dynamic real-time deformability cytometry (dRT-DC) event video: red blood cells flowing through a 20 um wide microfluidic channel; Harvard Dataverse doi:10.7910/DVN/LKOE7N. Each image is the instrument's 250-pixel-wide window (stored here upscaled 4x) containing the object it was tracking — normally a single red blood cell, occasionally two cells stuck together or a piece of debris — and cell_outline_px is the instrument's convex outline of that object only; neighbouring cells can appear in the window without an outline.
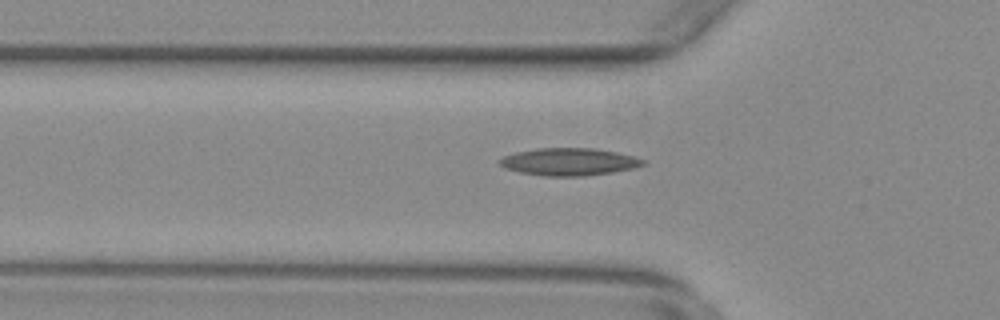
{"species": "common noctule bat (a hibernating species)", "species_latin": "Nyctalus noctula", "temperature_condition": "warm", "stored_images_in_passage": 51, "camera_frame_rate_fps": 3000, "um_per_image_px": 0.085, "animal": {"sex": "female", "body_mass_g": 29.2, "forearm_length_mm": 56.3}, "frame": {"image": 1, "passage_image": 17, "time_ms": 5.333, "image_size_px": [1000, 320], "cell_outline_px": [[648, 164], [636, 168], [612, 172], [584, 176], [544, 176], [520, 172], [504, 168], [496, 160], [504, 156], [516, 152], [536, 148], [596, 148], [616, 152], [648, 160]], "centroid_in_image_um": [48.4, 13.75], "position_along_channel_um": 77.4, "area_um2": 23.18}}
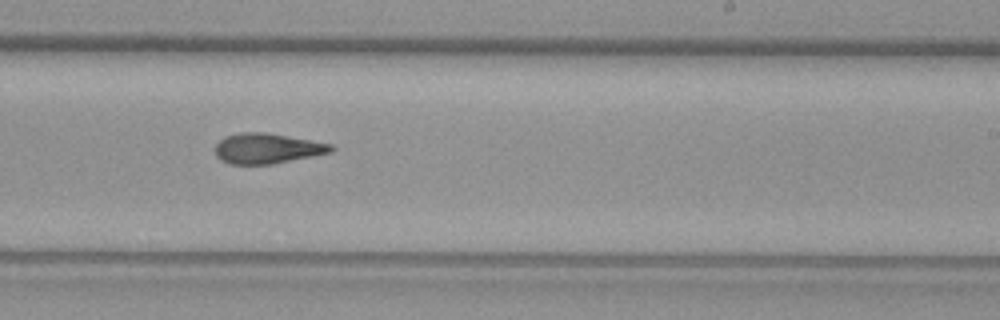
{"frame": {"image": 2, "passage_image": 32, "time_ms": 10.333, "image_size_px": [1000, 320], "cell_outline_px": [[336, 148], [332, 152], [272, 164], [232, 164], [220, 160], [216, 156], [216, 144], [224, 136], [240, 132], [268, 132], [332, 144]], "centroid_in_image_um": [22.71, 12.61], "position_along_channel_um": 266.3, "area_um2": 20.52}}
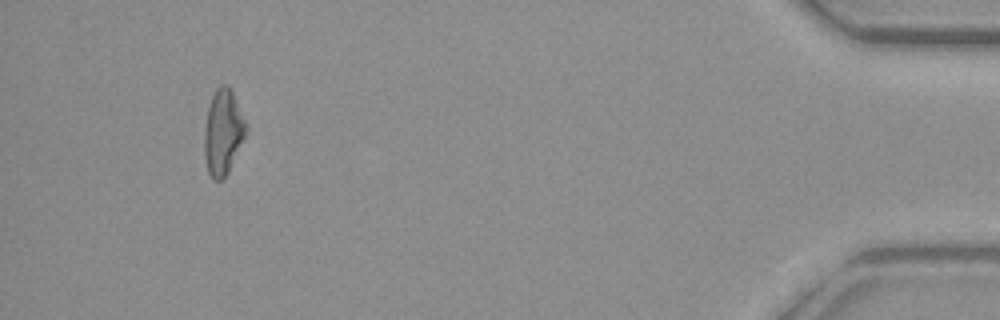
{"frame": {"image": 3, "passage_image": 50, "time_ms": 16.333, "image_size_px": [1000, 320], "cell_outline_px": [[248, 128], [228, 172], [224, 180], [212, 180], [208, 172], [204, 156], [204, 132], [208, 108], [212, 96], [216, 88], [220, 84], [228, 84], [248, 124]], "centroid_in_image_um": [18.95, 11.23], "position_along_channel_um": 416.2, "area_um2": 20.75}}